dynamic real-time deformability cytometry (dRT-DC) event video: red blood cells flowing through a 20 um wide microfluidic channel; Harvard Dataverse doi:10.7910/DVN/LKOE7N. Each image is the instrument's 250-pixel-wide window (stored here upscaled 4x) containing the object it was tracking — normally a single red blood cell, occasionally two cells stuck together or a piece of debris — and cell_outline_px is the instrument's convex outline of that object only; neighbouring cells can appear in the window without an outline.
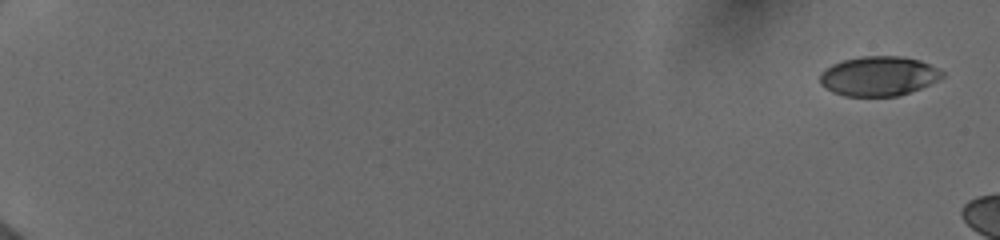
{"species": "human", "species_latin": "Homo sapiens", "temperature_condition": "cold", "stored_images_in_passage": 4, "camera_frame_rate_fps": 3000, "um_per_image_px": 0.085, "donor": {"sex": "female"}, "frame": {"image": 1, "passage_image": 1, "time_ms": 0.0, "image_size_px": [1000, 240], "cell_outline_px": [[944, 76], [920, 88], [896, 96], [844, 96], [832, 92], [824, 88], [820, 84], [820, 72], [832, 64], [844, 60], [860, 56], [900, 56], [920, 60], [944, 72]], "centroid_in_image_um": [74.63, 6.47], "position_along_channel_um": 10.4, "area_um2": 28.09}}